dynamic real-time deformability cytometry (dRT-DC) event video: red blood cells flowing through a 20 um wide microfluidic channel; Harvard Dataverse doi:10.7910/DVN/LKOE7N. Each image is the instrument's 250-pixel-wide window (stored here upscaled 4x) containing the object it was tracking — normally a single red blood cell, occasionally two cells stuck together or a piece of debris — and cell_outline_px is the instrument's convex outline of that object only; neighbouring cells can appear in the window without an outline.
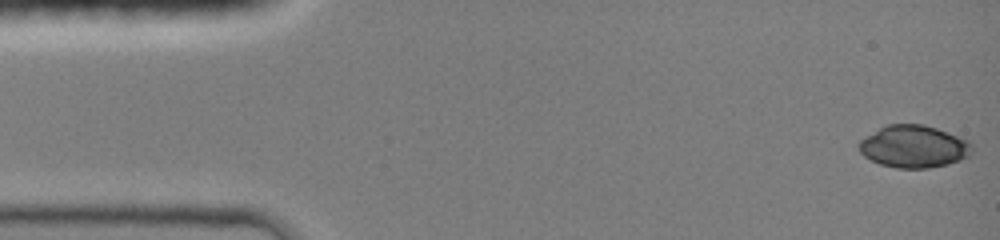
{"species": "common noctule bat (a hibernating species)", "species_latin": "Nyctalus noctula", "temperature_condition": "room temperature", "stored_images_in_passage": 46, "camera_frame_rate_fps": 3000, "um_per_image_px": 0.085, "animal": {"sex": "female", "body_mass_g": 19.0, "forearm_length_mm": 51.5}, "frame": {"image": 1, "passage_image": 1, "time_ms": 0.0, "image_size_px": [1000, 240], "cell_outline_px": [[972, 148], [968, 156], [948, 164], [928, 168], [896, 168], [880, 164], [864, 156], [860, 152], [860, 140], [880, 128], [888, 124], [924, 124], [936, 128], [968, 140], [972, 144]], "centroid_in_image_um": [77.67, 12.45], "position_along_channel_um": 7.3, "area_um2": 27.57}}
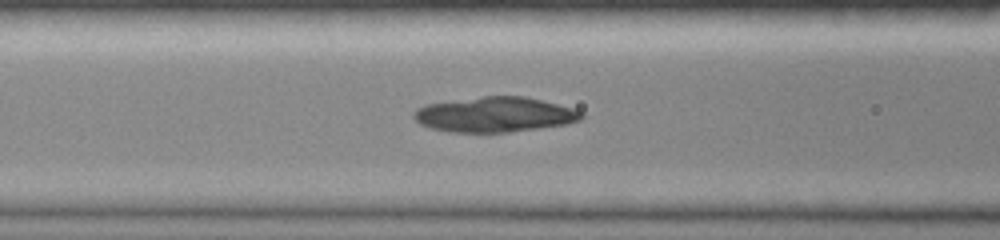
{"frame": {"image": 2, "passage_image": 18, "time_ms": 5.667, "image_size_px": [1000, 240], "cell_outline_px": [[584, 116], [580, 120], [564, 124], [508, 132], [452, 132], [432, 128], [420, 124], [412, 116], [416, 108], [424, 104], [480, 96], [524, 96], [572, 108], [580, 112]], "centroid_in_image_um": [41.98, 9.73], "position_along_channel_um": 124.6, "area_um2": 33.99}}
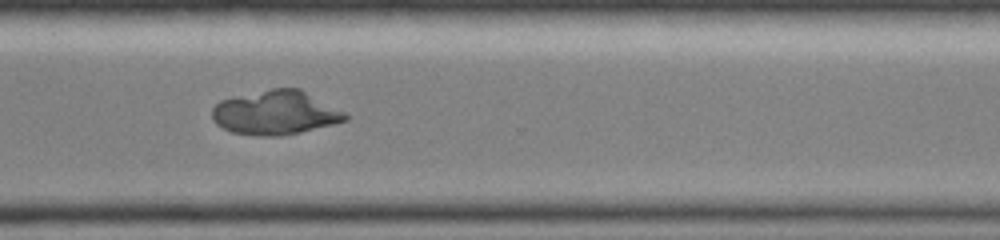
{"frame": {"image": 3, "passage_image": 34, "time_ms": 11.0, "image_size_px": [1000, 240], "cell_outline_px": [[348, 120], [300, 132], [280, 136], [264, 136], [232, 132], [216, 124], [212, 120], [212, 108], [220, 100], [272, 88], [300, 88], [344, 112], [348, 116]], "centroid_in_image_um": [23.4, 9.58], "position_along_channel_um": 347.2, "area_um2": 33.87}}